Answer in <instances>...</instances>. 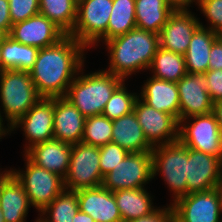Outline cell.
<instances>
[{
  "label": "cell",
  "instance_id": "obj_1",
  "mask_svg": "<svg viewBox=\"0 0 222 222\" xmlns=\"http://www.w3.org/2000/svg\"><path fill=\"white\" fill-rule=\"evenodd\" d=\"M86 49L69 35L55 45L39 49L29 71L38 94L44 98L65 97L70 84L84 67Z\"/></svg>",
  "mask_w": 222,
  "mask_h": 222
},
{
  "label": "cell",
  "instance_id": "obj_2",
  "mask_svg": "<svg viewBox=\"0 0 222 222\" xmlns=\"http://www.w3.org/2000/svg\"><path fill=\"white\" fill-rule=\"evenodd\" d=\"M109 50V68L105 71L124 81L140 70H148L160 47L159 35L139 28L103 43Z\"/></svg>",
  "mask_w": 222,
  "mask_h": 222
},
{
  "label": "cell",
  "instance_id": "obj_3",
  "mask_svg": "<svg viewBox=\"0 0 222 222\" xmlns=\"http://www.w3.org/2000/svg\"><path fill=\"white\" fill-rule=\"evenodd\" d=\"M83 70L81 67L75 79L70 84L65 98L68 99L85 118L101 115L106 103L124 80L105 71V69L86 75H83Z\"/></svg>",
  "mask_w": 222,
  "mask_h": 222
},
{
  "label": "cell",
  "instance_id": "obj_4",
  "mask_svg": "<svg viewBox=\"0 0 222 222\" xmlns=\"http://www.w3.org/2000/svg\"><path fill=\"white\" fill-rule=\"evenodd\" d=\"M40 98L29 72L4 70L0 74V101L6 127L11 128Z\"/></svg>",
  "mask_w": 222,
  "mask_h": 222
},
{
  "label": "cell",
  "instance_id": "obj_5",
  "mask_svg": "<svg viewBox=\"0 0 222 222\" xmlns=\"http://www.w3.org/2000/svg\"><path fill=\"white\" fill-rule=\"evenodd\" d=\"M151 155L153 178L161 173L167 187L173 192L172 201L187 195L188 147L178 140L154 146Z\"/></svg>",
  "mask_w": 222,
  "mask_h": 222
},
{
  "label": "cell",
  "instance_id": "obj_6",
  "mask_svg": "<svg viewBox=\"0 0 222 222\" xmlns=\"http://www.w3.org/2000/svg\"><path fill=\"white\" fill-rule=\"evenodd\" d=\"M113 0H78L77 19L69 36L86 48L107 41V26Z\"/></svg>",
  "mask_w": 222,
  "mask_h": 222
},
{
  "label": "cell",
  "instance_id": "obj_7",
  "mask_svg": "<svg viewBox=\"0 0 222 222\" xmlns=\"http://www.w3.org/2000/svg\"><path fill=\"white\" fill-rule=\"evenodd\" d=\"M25 171H9L23 185L32 207L43 211L64 189V179L56 173L37 166L25 154Z\"/></svg>",
  "mask_w": 222,
  "mask_h": 222
},
{
  "label": "cell",
  "instance_id": "obj_8",
  "mask_svg": "<svg viewBox=\"0 0 222 222\" xmlns=\"http://www.w3.org/2000/svg\"><path fill=\"white\" fill-rule=\"evenodd\" d=\"M178 140L189 149L222 160V132L213 112L180 120Z\"/></svg>",
  "mask_w": 222,
  "mask_h": 222
},
{
  "label": "cell",
  "instance_id": "obj_9",
  "mask_svg": "<svg viewBox=\"0 0 222 222\" xmlns=\"http://www.w3.org/2000/svg\"><path fill=\"white\" fill-rule=\"evenodd\" d=\"M99 147L83 142L72 144L65 189L78 191L102 185Z\"/></svg>",
  "mask_w": 222,
  "mask_h": 222
},
{
  "label": "cell",
  "instance_id": "obj_10",
  "mask_svg": "<svg viewBox=\"0 0 222 222\" xmlns=\"http://www.w3.org/2000/svg\"><path fill=\"white\" fill-rule=\"evenodd\" d=\"M153 178L151 151L131 152L103 177L102 186L112 192L145 188Z\"/></svg>",
  "mask_w": 222,
  "mask_h": 222
},
{
  "label": "cell",
  "instance_id": "obj_11",
  "mask_svg": "<svg viewBox=\"0 0 222 222\" xmlns=\"http://www.w3.org/2000/svg\"><path fill=\"white\" fill-rule=\"evenodd\" d=\"M170 205L174 222H222V212L215 189L189 193Z\"/></svg>",
  "mask_w": 222,
  "mask_h": 222
},
{
  "label": "cell",
  "instance_id": "obj_12",
  "mask_svg": "<svg viewBox=\"0 0 222 222\" xmlns=\"http://www.w3.org/2000/svg\"><path fill=\"white\" fill-rule=\"evenodd\" d=\"M54 98H40L14 125L15 129L22 127L28 145L24 151L27 152L34 145L53 139Z\"/></svg>",
  "mask_w": 222,
  "mask_h": 222
},
{
  "label": "cell",
  "instance_id": "obj_13",
  "mask_svg": "<svg viewBox=\"0 0 222 222\" xmlns=\"http://www.w3.org/2000/svg\"><path fill=\"white\" fill-rule=\"evenodd\" d=\"M134 113L153 147L178 141L179 122L172 115L157 111L139 97L134 105Z\"/></svg>",
  "mask_w": 222,
  "mask_h": 222
},
{
  "label": "cell",
  "instance_id": "obj_14",
  "mask_svg": "<svg viewBox=\"0 0 222 222\" xmlns=\"http://www.w3.org/2000/svg\"><path fill=\"white\" fill-rule=\"evenodd\" d=\"M13 40L39 49L57 44L66 34L42 14L14 23L8 34Z\"/></svg>",
  "mask_w": 222,
  "mask_h": 222
},
{
  "label": "cell",
  "instance_id": "obj_15",
  "mask_svg": "<svg viewBox=\"0 0 222 222\" xmlns=\"http://www.w3.org/2000/svg\"><path fill=\"white\" fill-rule=\"evenodd\" d=\"M187 195L215 188L222 179V160L188 148Z\"/></svg>",
  "mask_w": 222,
  "mask_h": 222
},
{
  "label": "cell",
  "instance_id": "obj_16",
  "mask_svg": "<svg viewBox=\"0 0 222 222\" xmlns=\"http://www.w3.org/2000/svg\"><path fill=\"white\" fill-rule=\"evenodd\" d=\"M180 120L213 112V102L207 91L204 74L187 73L177 83Z\"/></svg>",
  "mask_w": 222,
  "mask_h": 222
},
{
  "label": "cell",
  "instance_id": "obj_17",
  "mask_svg": "<svg viewBox=\"0 0 222 222\" xmlns=\"http://www.w3.org/2000/svg\"><path fill=\"white\" fill-rule=\"evenodd\" d=\"M200 21L190 10L173 11L159 33L160 47L184 55Z\"/></svg>",
  "mask_w": 222,
  "mask_h": 222
},
{
  "label": "cell",
  "instance_id": "obj_18",
  "mask_svg": "<svg viewBox=\"0 0 222 222\" xmlns=\"http://www.w3.org/2000/svg\"><path fill=\"white\" fill-rule=\"evenodd\" d=\"M23 185L7 169L0 172V209L5 222H25L31 207Z\"/></svg>",
  "mask_w": 222,
  "mask_h": 222
},
{
  "label": "cell",
  "instance_id": "obj_19",
  "mask_svg": "<svg viewBox=\"0 0 222 222\" xmlns=\"http://www.w3.org/2000/svg\"><path fill=\"white\" fill-rule=\"evenodd\" d=\"M79 210L95 222H122L114 193L102 185L77 191Z\"/></svg>",
  "mask_w": 222,
  "mask_h": 222
},
{
  "label": "cell",
  "instance_id": "obj_20",
  "mask_svg": "<svg viewBox=\"0 0 222 222\" xmlns=\"http://www.w3.org/2000/svg\"><path fill=\"white\" fill-rule=\"evenodd\" d=\"M85 117L65 97H54V139L76 144L82 142Z\"/></svg>",
  "mask_w": 222,
  "mask_h": 222
},
{
  "label": "cell",
  "instance_id": "obj_21",
  "mask_svg": "<svg viewBox=\"0 0 222 222\" xmlns=\"http://www.w3.org/2000/svg\"><path fill=\"white\" fill-rule=\"evenodd\" d=\"M72 144L50 139L30 148L25 155L37 166L61 176L66 177Z\"/></svg>",
  "mask_w": 222,
  "mask_h": 222
},
{
  "label": "cell",
  "instance_id": "obj_22",
  "mask_svg": "<svg viewBox=\"0 0 222 222\" xmlns=\"http://www.w3.org/2000/svg\"><path fill=\"white\" fill-rule=\"evenodd\" d=\"M145 81L139 97L147 105L157 111L172 115L179 122L180 102L177 84L155 77H150Z\"/></svg>",
  "mask_w": 222,
  "mask_h": 222
},
{
  "label": "cell",
  "instance_id": "obj_23",
  "mask_svg": "<svg viewBox=\"0 0 222 222\" xmlns=\"http://www.w3.org/2000/svg\"><path fill=\"white\" fill-rule=\"evenodd\" d=\"M112 141L129 153L152 151L153 146L147 141L136 114L121 116L113 120Z\"/></svg>",
  "mask_w": 222,
  "mask_h": 222
},
{
  "label": "cell",
  "instance_id": "obj_24",
  "mask_svg": "<svg viewBox=\"0 0 222 222\" xmlns=\"http://www.w3.org/2000/svg\"><path fill=\"white\" fill-rule=\"evenodd\" d=\"M200 27L193 34L187 52L184 54L187 73L204 74L209 70V54L214 41L220 36L218 33Z\"/></svg>",
  "mask_w": 222,
  "mask_h": 222
},
{
  "label": "cell",
  "instance_id": "obj_25",
  "mask_svg": "<svg viewBox=\"0 0 222 222\" xmlns=\"http://www.w3.org/2000/svg\"><path fill=\"white\" fill-rule=\"evenodd\" d=\"M113 193L122 222L146 217L158 209L154 207L153 198L145 188L118 190Z\"/></svg>",
  "mask_w": 222,
  "mask_h": 222
},
{
  "label": "cell",
  "instance_id": "obj_26",
  "mask_svg": "<svg viewBox=\"0 0 222 222\" xmlns=\"http://www.w3.org/2000/svg\"><path fill=\"white\" fill-rule=\"evenodd\" d=\"M173 10L165 0H135L137 28L159 35Z\"/></svg>",
  "mask_w": 222,
  "mask_h": 222
},
{
  "label": "cell",
  "instance_id": "obj_27",
  "mask_svg": "<svg viewBox=\"0 0 222 222\" xmlns=\"http://www.w3.org/2000/svg\"><path fill=\"white\" fill-rule=\"evenodd\" d=\"M5 70L29 72L35 64L39 48L21 44L8 35L0 44Z\"/></svg>",
  "mask_w": 222,
  "mask_h": 222
},
{
  "label": "cell",
  "instance_id": "obj_28",
  "mask_svg": "<svg viewBox=\"0 0 222 222\" xmlns=\"http://www.w3.org/2000/svg\"><path fill=\"white\" fill-rule=\"evenodd\" d=\"M78 0H39V13L47 17L66 35L76 23Z\"/></svg>",
  "mask_w": 222,
  "mask_h": 222
},
{
  "label": "cell",
  "instance_id": "obj_29",
  "mask_svg": "<svg viewBox=\"0 0 222 222\" xmlns=\"http://www.w3.org/2000/svg\"><path fill=\"white\" fill-rule=\"evenodd\" d=\"M149 69L152 77L175 83L187 74L184 55L161 47L156 51Z\"/></svg>",
  "mask_w": 222,
  "mask_h": 222
},
{
  "label": "cell",
  "instance_id": "obj_30",
  "mask_svg": "<svg viewBox=\"0 0 222 222\" xmlns=\"http://www.w3.org/2000/svg\"><path fill=\"white\" fill-rule=\"evenodd\" d=\"M78 210L77 191L64 189L40 212L39 219L42 222H72Z\"/></svg>",
  "mask_w": 222,
  "mask_h": 222
},
{
  "label": "cell",
  "instance_id": "obj_31",
  "mask_svg": "<svg viewBox=\"0 0 222 222\" xmlns=\"http://www.w3.org/2000/svg\"><path fill=\"white\" fill-rule=\"evenodd\" d=\"M135 0H113L107 26V41L136 28Z\"/></svg>",
  "mask_w": 222,
  "mask_h": 222
},
{
  "label": "cell",
  "instance_id": "obj_32",
  "mask_svg": "<svg viewBox=\"0 0 222 222\" xmlns=\"http://www.w3.org/2000/svg\"><path fill=\"white\" fill-rule=\"evenodd\" d=\"M112 130V121L106 116L86 117L82 142L96 147L104 146L112 141Z\"/></svg>",
  "mask_w": 222,
  "mask_h": 222
},
{
  "label": "cell",
  "instance_id": "obj_33",
  "mask_svg": "<svg viewBox=\"0 0 222 222\" xmlns=\"http://www.w3.org/2000/svg\"><path fill=\"white\" fill-rule=\"evenodd\" d=\"M138 97L137 93L128 92L124 81L106 103L102 115L113 121L121 116L130 114L134 111V105Z\"/></svg>",
  "mask_w": 222,
  "mask_h": 222
},
{
  "label": "cell",
  "instance_id": "obj_34",
  "mask_svg": "<svg viewBox=\"0 0 222 222\" xmlns=\"http://www.w3.org/2000/svg\"><path fill=\"white\" fill-rule=\"evenodd\" d=\"M99 151L100 169L103 177L110 173L129 153L126 149L113 142L99 147Z\"/></svg>",
  "mask_w": 222,
  "mask_h": 222
},
{
  "label": "cell",
  "instance_id": "obj_35",
  "mask_svg": "<svg viewBox=\"0 0 222 222\" xmlns=\"http://www.w3.org/2000/svg\"><path fill=\"white\" fill-rule=\"evenodd\" d=\"M198 8L208 19V28L219 35L222 34V0H198Z\"/></svg>",
  "mask_w": 222,
  "mask_h": 222
},
{
  "label": "cell",
  "instance_id": "obj_36",
  "mask_svg": "<svg viewBox=\"0 0 222 222\" xmlns=\"http://www.w3.org/2000/svg\"><path fill=\"white\" fill-rule=\"evenodd\" d=\"M9 10L13 25L39 14V0H9Z\"/></svg>",
  "mask_w": 222,
  "mask_h": 222
},
{
  "label": "cell",
  "instance_id": "obj_37",
  "mask_svg": "<svg viewBox=\"0 0 222 222\" xmlns=\"http://www.w3.org/2000/svg\"><path fill=\"white\" fill-rule=\"evenodd\" d=\"M207 79V91L214 103L222 99V69L208 70L204 73Z\"/></svg>",
  "mask_w": 222,
  "mask_h": 222
},
{
  "label": "cell",
  "instance_id": "obj_38",
  "mask_svg": "<svg viewBox=\"0 0 222 222\" xmlns=\"http://www.w3.org/2000/svg\"><path fill=\"white\" fill-rule=\"evenodd\" d=\"M129 222H174V214L171 205L164 206V208L158 207V209L146 216L131 220Z\"/></svg>",
  "mask_w": 222,
  "mask_h": 222
},
{
  "label": "cell",
  "instance_id": "obj_39",
  "mask_svg": "<svg viewBox=\"0 0 222 222\" xmlns=\"http://www.w3.org/2000/svg\"><path fill=\"white\" fill-rule=\"evenodd\" d=\"M222 69V36L213 43L209 54V70Z\"/></svg>",
  "mask_w": 222,
  "mask_h": 222
},
{
  "label": "cell",
  "instance_id": "obj_40",
  "mask_svg": "<svg viewBox=\"0 0 222 222\" xmlns=\"http://www.w3.org/2000/svg\"><path fill=\"white\" fill-rule=\"evenodd\" d=\"M11 26L9 0H0V29L8 35Z\"/></svg>",
  "mask_w": 222,
  "mask_h": 222
},
{
  "label": "cell",
  "instance_id": "obj_41",
  "mask_svg": "<svg viewBox=\"0 0 222 222\" xmlns=\"http://www.w3.org/2000/svg\"><path fill=\"white\" fill-rule=\"evenodd\" d=\"M166 4L173 10H189L190 4L195 2L198 3V0H165Z\"/></svg>",
  "mask_w": 222,
  "mask_h": 222
},
{
  "label": "cell",
  "instance_id": "obj_42",
  "mask_svg": "<svg viewBox=\"0 0 222 222\" xmlns=\"http://www.w3.org/2000/svg\"><path fill=\"white\" fill-rule=\"evenodd\" d=\"M213 113L222 132V99L213 103Z\"/></svg>",
  "mask_w": 222,
  "mask_h": 222
},
{
  "label": "cell",
  "instance_id": "obj_43",
  "mask_svg": "<svg viewBox=\"0 0 222 222\" xmlns=\"http://www.w3.org/2000/svg\"><path fill=\"white\" fill-rule=\"evenodd\" d=\"M72 222H95V221L90 215L78 210V212L74 216V221Z\"/></svg>",
  "mask_w": 222,
  "mask_h": 222
},
{
  "label": "cell",
  "instance_id": "obj_44",
  "mask_svg": "<svg viewBox=\"0 0 222 222\" xmlns=\"http://www.w3.org/2000/svg\"><path fill=\"white\" fill-rule=\"evenodd\" d=\"M1 110V109H0ZM2 111H0V139H2V136H6L9 133H11V128L4 127L3 117L1 116Z\"/></svg>",
  "mask_w": 222,
  "mask_h": 222
},
{
  "label": "cell",
  "instance_id": "obj_45",
  "mask_svg": "<svg viewBox=\"0 0 222 222\" xmlns=\"http://www.w3.org/2000/svg\"><path fill=\"white\" fill-rule=\"evenodd\" d=\"M214 189H215V191L218 195L220 209H221V212H222V179L219 181V183L215 186Z\"/></svg>",
  "mask_w": 222,
  "mask_h": 222
},
{
  "label": "cell",
  "instance_id": "obj_46",
  "mask_svg": "<svg viewBox=\"0 0 222 222\" xmlns=\"http://www.w3.org/2000/svg\"><path fill=\"white\" fill-rule=\"evenodd\" d=\"M6 36L7 34L3 30L0 29V44L5 39Z\"/></svg>",
  "mask_w": 222,
  "mask_h": 222
},
{
  "label": "cell",
  "instance_id": "obj_47",
  "mask_svg": "<svg viewBox=\"0 0 222 222\" xmlns=\"http://www.w3.org/2000/svg\"><path fill=\"white\" fill-rule=\"evenodd\" d=\"M2 56H1V47H0V74L4 71Z\"/></svg>",
  "mask_w": 222,
  "mask_h": 222
},
{
  "label": "cell",
  "instance_id": "obj_48",
  "mask_svg": "<svg viewBox=\"0 0 222 222\" xmlns=\"http://www.w3.org/2000/svg\"><path fill=\"white\" fill-rule=\"evenodd\" d=\"M0 222H5L4 217L2 216V211L0 209Z\"/></svg>",
  "mask_w": 222,
  "mask_h": 222
},
{
  "label": "cell",
  "instance_id": "obj_49",
  "mask_svg": "<svg viewBox=\"0 0 222 222\" xmlns=\"http://www.w3.org/2000/svg\"><path fill=\"white\" fill-rule=\"evenodd\" d=\"M36 222H42L39 218L36 219Z\"/></svg>",
  "mask_w": 222,
  "mask_h": 222
}]
</instances>
